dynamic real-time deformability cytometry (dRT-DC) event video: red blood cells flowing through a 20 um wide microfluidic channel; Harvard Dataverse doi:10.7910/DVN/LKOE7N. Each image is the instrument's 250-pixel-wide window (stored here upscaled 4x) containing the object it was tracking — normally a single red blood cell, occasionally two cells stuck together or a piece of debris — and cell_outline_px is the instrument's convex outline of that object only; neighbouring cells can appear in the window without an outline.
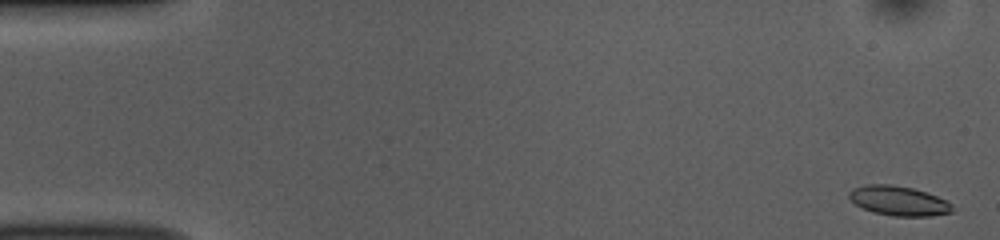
{"species": "common noctule bat (a hibernating species)", "species_latin": "Nyctalus noctula", "temperature_condition": "room temperature", "stored_images_in_passage": 52, "camera_frame_rate_fps": 3000, "um_per_image_px": 0.085, "animal": {"sex": "female", "body_mass_g": 10.0, "forearm_length_mm": 53.1}, "frame": {"image": 1, "passage_image": 1, "time_ms": 0.0, "image_size_px": [1000, 240], "cell_outline_px": [[952, 212], [932, 216], [892, 216], [872, 212], [856, 204], [848, 196], [848, 192], [852, 188], [868, 184], [888, 184], [912, 188], [936, 196], [952, 204]], "centroid_in_image_um": [76.36, 17.07], "position_along_channel_um": 8.6, "area_um2": 17.63}}
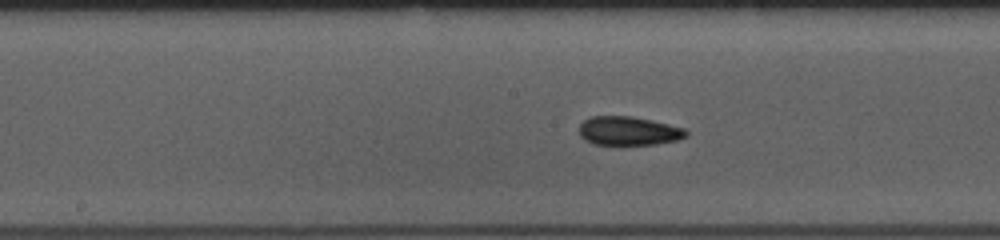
{"frame": {"image": 2, "passage_image": 26, "time_ms": 8.333, "image_size_px": [1000, 240], "cell_outline_px": [[688, 136], [676, 140], [656, 144], [592, 144], [584, 140], [580, 136], [580, 124], [584, 120], [592, 116], [632, 116], [652, 120], [684, 128], [688, 132]], "centroid_in_image_um": [53.42, 11.12], "position_along_channel_um": 194.8, "area_um2": 17.92}}
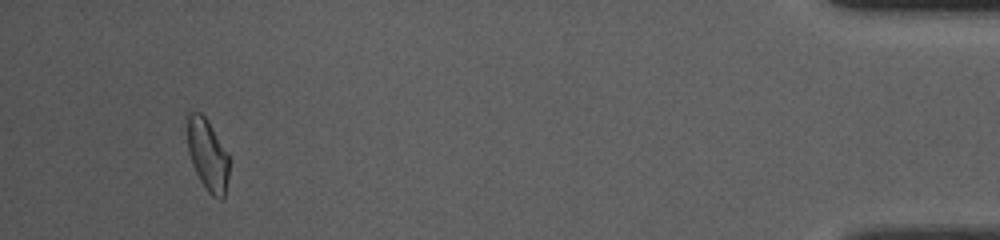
{"frame": {"image": 3, "passage_image": 49, "time_ms": 16.0, "image_size_px": [1000, 240], "cell_outline_px": [[228, 176], [224, 200], [220, 200], [212, 196], [208, 192], [200, 180], [192, 164], [188, 152], [184, 120], [184, 112], [200, 112], [208, 120], [228, 152]], "centroid_in_image_um": [17.59, 13.09], "position_along_channel_um": 417.6, "area_um2": 18.15}, "authors_computed_cell_mechanics": {"area_um2": 17.918, "velocity_mm_per_s": 3.8278, "shape_relaxation_time_tau1_ms": 7.1081, "shape_relaxation_time_tau2_ms": 3.5565, "deformation_change_tau1": 0.117, "deformation_change_tau2": 0.074}}